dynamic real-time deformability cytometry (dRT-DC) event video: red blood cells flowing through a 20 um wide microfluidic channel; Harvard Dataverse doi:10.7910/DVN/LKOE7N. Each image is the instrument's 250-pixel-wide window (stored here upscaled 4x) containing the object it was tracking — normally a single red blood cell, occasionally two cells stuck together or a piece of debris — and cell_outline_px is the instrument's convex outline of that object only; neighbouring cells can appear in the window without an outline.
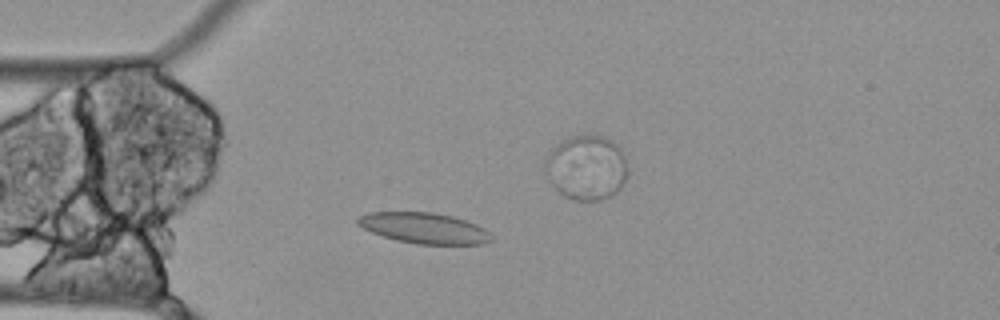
{"species": "Egyptian fruit bat (a non-hibernating species)", "species_latin": "Rousettus aegyptiacus", "temperature_condition": "cold", "stored_images_in_passage": 43, "camera_frame_rate_fps": 3000, "um_per_image_px": 0.085, "animal": {"sex": "female"}, "frame": {"image": 1, "passage_image": 10, "time_ms": 3.0, "image_size_px": [1000, 320], "cell_outline_px": [[492, 240], [484, 244], [416, 244], [396, 240], [372, 232], [356, 224], [356, 220], [360, 216], [368, 212], [432, 212], [452, 216], [476, 224], [484, 228], [492, 236]], "centroid_in_image_um": [36.05, 19.39], "position_along_channel_um": 48.9, "area_um2": 23.87}}
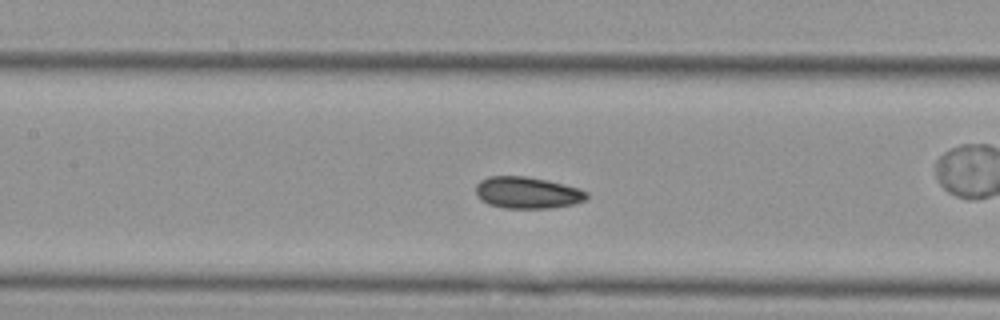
{"frame": {"image": 2, "passage_image": 20, "time_ms": 6.333, "image_size_px": [1000, 320], "cell_outline_px": [[588, 196], [584, 200], [576, 204], [548, 208], [504, 208], [488, 204], [480, 200], [476, 196], [476, 184], [480, 180], [488, 176], [524, 176], [548, 180], [580, 188], [588, 192]], "centroid_in_image_um": [44.81, 16.37], "position_along_channel_um": 162.6, "area_um2": 20.69}}
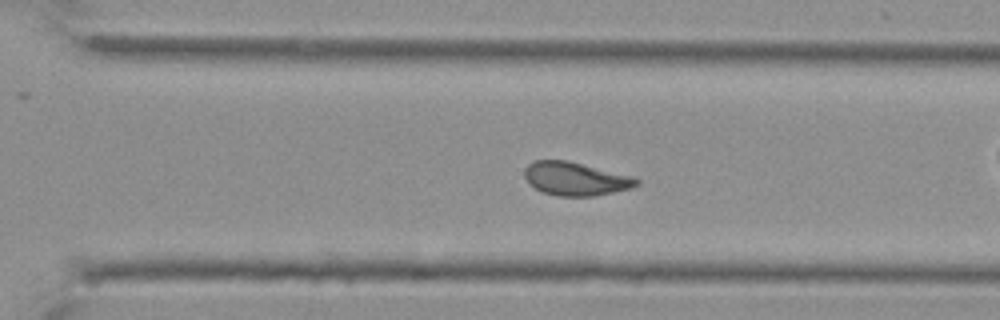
{"frame": {"image": 3, "passage_image": 34, "time_ms": 11.0, "image_size_px": [1000, 320], "cell_outline_px": [[640, 184], [632, 188], [592, 196], [556, 196], [544, 192], [528, 184], [524, 176], [524, 168], [528, 164], [536, 160], [568, 160], [632, 176], [640, 180]], "centroid_in_image_um": [48.91, 15.19], "position_along_channel_um": 321.7, "area_um2": 21.85}, "authors_computed_cell_mechanics": {"area_um2": 21.675, "velocity_mm_per_s": 3.4263, "shape_relaxation_time_tau1_ms": null, "shape_relaxation_time_tau2_ms": 3.1305, "deformation_change_tau1": null, "deformation_change_tau2": 0.0643}}